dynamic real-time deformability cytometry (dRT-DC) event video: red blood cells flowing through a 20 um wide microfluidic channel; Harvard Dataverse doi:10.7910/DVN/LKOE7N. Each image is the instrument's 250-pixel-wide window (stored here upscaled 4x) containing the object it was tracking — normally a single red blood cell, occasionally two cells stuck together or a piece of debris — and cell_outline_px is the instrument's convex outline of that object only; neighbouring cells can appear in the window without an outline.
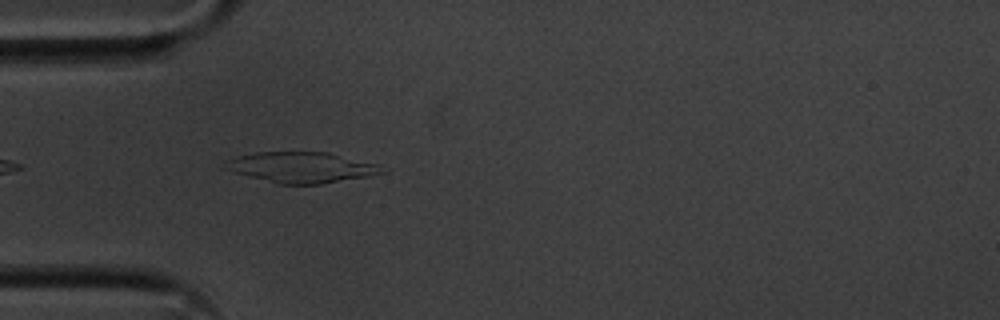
{"species": "common noctule bat (a hibernating species)", "species_latin": "Nyctalus noctula", "temperature_condition": "cold", "stored_images_in_passage": 19, "camera_frame_rate_fps": 3000, "um_per_image_px": 0.085, "animal": {"sex": "male", "body_mass_g": 20.1, "forearm_length_mm": 53.5}, "frame": {"image": 1, "passage_image": 2, "time_ms": 0.333, "image_size_px": [1000, 320], "cell_outline_px": [[388, 172], [368, 176], [320, 184], [276, 184], [232, 172], [220, 168], [228, 160], [236, 156], [256, 152], [328, 152], [380, 164]], "centroid_in_image_um": [25.61, 14.23], "position_along_channel_um": 59.4, "area_um2": 28.38}}
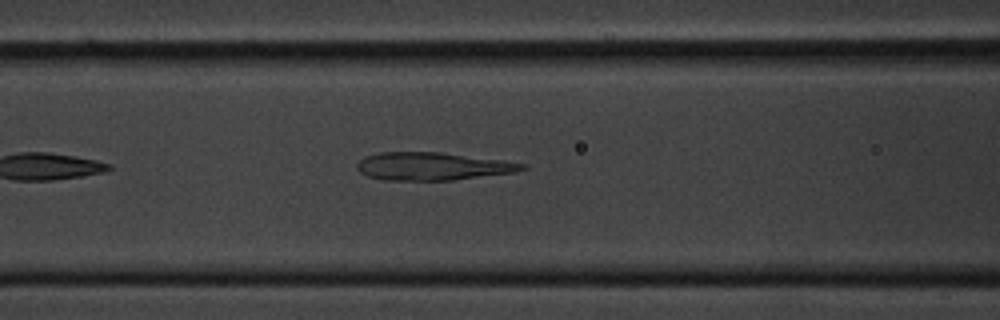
{"frame": {"image": 2, "passage_image": 8, "time_ms": 2.333, "image_size_px": [1000, 320], "cell_outline_px": [[528, 168], [516, 172], [452, 180], [384, 180], [368, 176], [360, 172], [356, 168], [356, 164], [364, 156], [380, 152], [440, 152], [500, 160], [524, 164]], "centroid_in_image_um": [36.72, 14.13], "position_along_channel_um": 129.9, "area_um2": 26.65}}
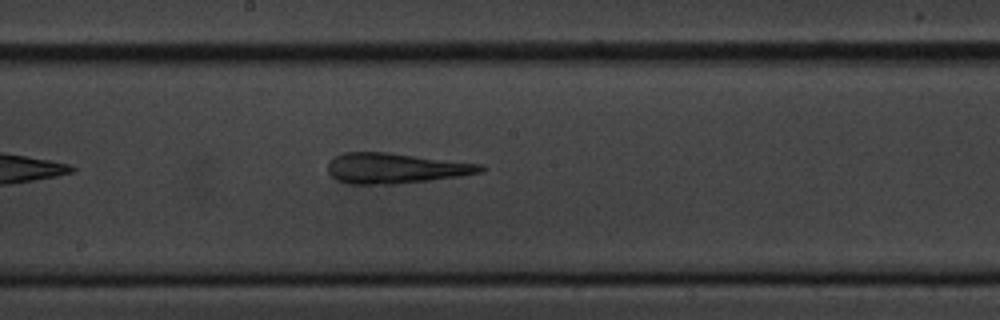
{"frame": {"image": 3, "passage_image": 15, "time_ms": 4.667, "image_size_px": [1000, 320], "cell_outline_px": [[488, 168], [480, 172], [460, 176], [396, 184], [348, 184], [336, 180], [328, 172], [328, 164], [336, 156], [344, 152], [388, 152], [484, 164]], "centroid_in_image_um": [33.64, 14.3], "position_along_channel_um": 214.6, "area_um2": 27.11}}